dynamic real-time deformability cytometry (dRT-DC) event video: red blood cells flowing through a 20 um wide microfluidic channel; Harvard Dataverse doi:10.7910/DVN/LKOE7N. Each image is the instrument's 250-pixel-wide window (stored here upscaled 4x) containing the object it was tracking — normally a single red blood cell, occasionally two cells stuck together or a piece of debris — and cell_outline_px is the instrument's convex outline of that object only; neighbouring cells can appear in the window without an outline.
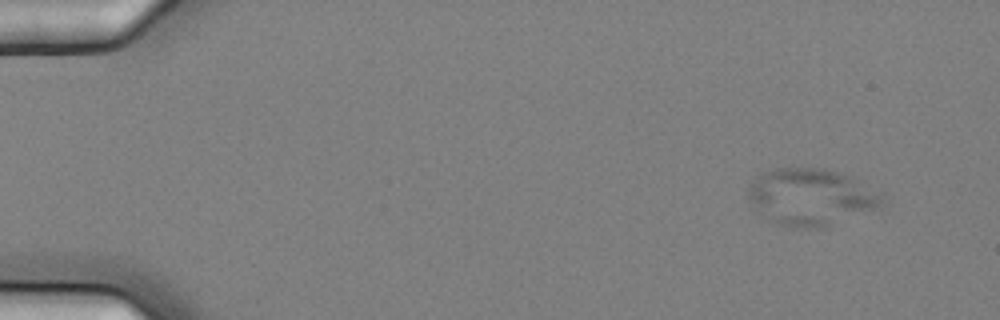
{"species": "common noctule bat (a hibernating species)", "species_latin": "Nyctalus noctula", "temperature_condition": "cold", "stored_images_in_passage": 5, "camera_frame_rate_fps": 3000, "um_per_image_px": 0.085, "animal": {"sex": "female", "body_mass_g": 25.1}, "frame": {"image": 1, "passage_image": 1, "time_ms": 0.0, "image_size_px": [1000, 320], "cell_outline_px": [[884, 192], [880, 204], [872, 208], [824, 228], [796, 228], [780, 224], [768, 220], [760, 216], [748, 196], [748, 188], [760, 172], [776, 168], [824, 168], [840, 172], [852, 176]], "centroid_in_image_um": [68.9, 16.72], "position_along_channel_um": 16.1, "area_um2": 44.39}}
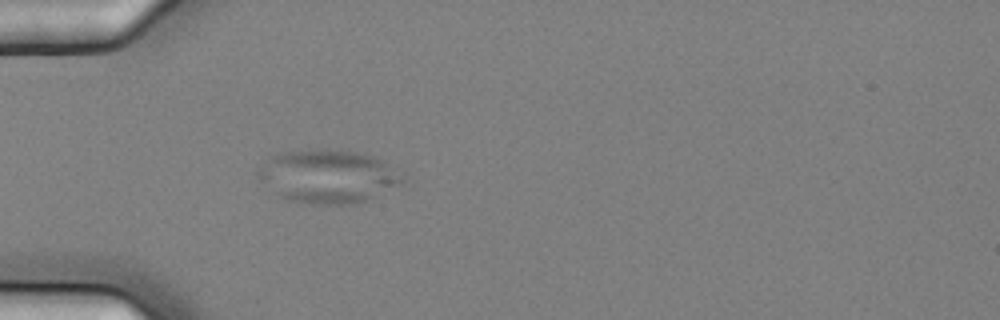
{"frame": {"image": 2, "passage_image": 5, "time_ms": 1.333, "image_size_px": [1000, 320], "cell_outline_px": [[404, 180], [400, 184], [368, 200], [356, 204], [312, 204], [288, 200], [280, 196], [256, 176], [256, 172], [260, 164], [268, 156], [280, 152], [356, 152], [372, 156], [380, 160], [404, 176]], "centroid_in_image_um": [27.83, 15.03], "position_along_channel_um": 57.2, "area_um2": 43.75}}